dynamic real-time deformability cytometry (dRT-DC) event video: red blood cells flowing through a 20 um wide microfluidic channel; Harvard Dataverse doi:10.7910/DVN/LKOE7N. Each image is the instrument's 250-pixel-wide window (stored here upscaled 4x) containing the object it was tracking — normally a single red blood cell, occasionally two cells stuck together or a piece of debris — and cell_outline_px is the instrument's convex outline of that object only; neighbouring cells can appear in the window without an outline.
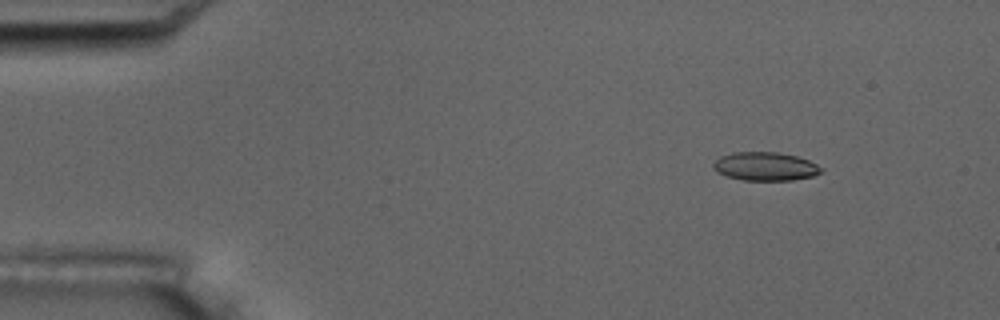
{"species": "common noctule bat (a hibernating species)", "species_latin": "Nyctalus noctula", "temperature_condition": "room temperature", "stored_images_in_passage": 5, "camera_frame_rate_fps": 3000, "um_per_image_px": 0.085, "animal": {"sex": "male", "body_mass_g": 17.5, "forearm_length_mm": 52.3}, "frame": {"image": 1, "passage_image": 2, "time_ms": 1.333, "image_size_px": [1000, 320], "cell_outline_px": [[824, 168], [820, 172], [812, 176], [792, 180], [744, 180], [728, 176], [716, 172], [712, 168], [712, 164], [720, 156], [732, 152], [776, 152], [796, 156], [808, 160]], "centroid_in_image_um": [65.02, 14.14], "position_along_channel_um": 20.0, "area_um2": 17.86}}